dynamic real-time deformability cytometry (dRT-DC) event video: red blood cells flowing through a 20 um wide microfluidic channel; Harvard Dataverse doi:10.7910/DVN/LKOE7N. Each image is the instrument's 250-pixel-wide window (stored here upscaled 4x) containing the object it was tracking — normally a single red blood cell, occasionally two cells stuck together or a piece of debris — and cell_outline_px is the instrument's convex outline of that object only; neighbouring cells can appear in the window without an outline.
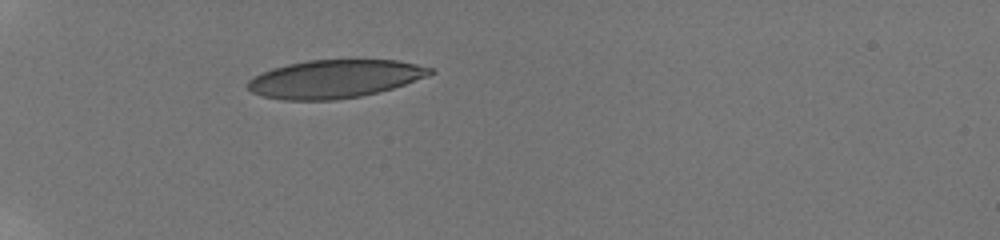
{"species": "human", "species_latin": "Homo sapiens", "temperature_condition": "room temperature", "stored_images_in_passage": 6, "camera_frame_rate_fps": 3000, "um_per_image_px": 0.085, "donor": {"sex": "male"}, "frame": {"image": 1, "passage_image": 1, "time_ms": 0.0, "image_size_px": [1000, 240], "cell_outline_px": [[436, 72], [428, 76], [392, 88], [360, 96], [336, 100], [284, 100], [264, 96], [252, 92], [248, 88], [248, 80], [272, 68], [288, 64], [308, 60], [396, 60], [416, 64], [432, 68]], "centroid_in_image_um": [28.46, 6.7], "position_along_channel_um": 56.5, "area_um2": 40.17}}
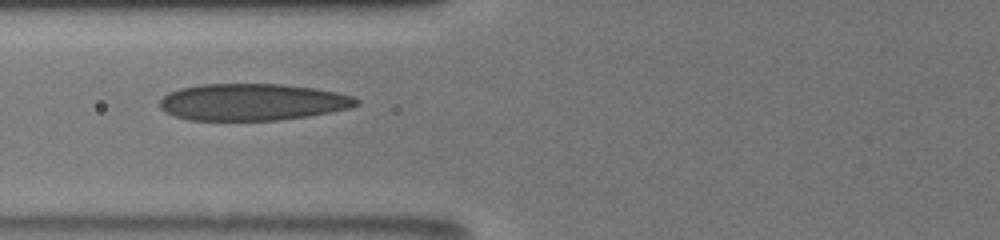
{"frame": {"image": 2, "passage_image": 3, "time_ms": 2.0, "image_size_px": [1000, 240], "cell_outline_px": [[360, 104], [352, 108], [332, 112], [308, 116], [280, 120], [188, 120], [164, 112], [160, 108], [160, 100], [168, 92], [180, 88], [200, 84], [280, 84], [316, 88], [336, 92], [352, 96], [360, 100]], "centroid_in_image_um": [21.48, 8.67], "position_along_channel_um": 104.3, "area_um2": 42.48}}
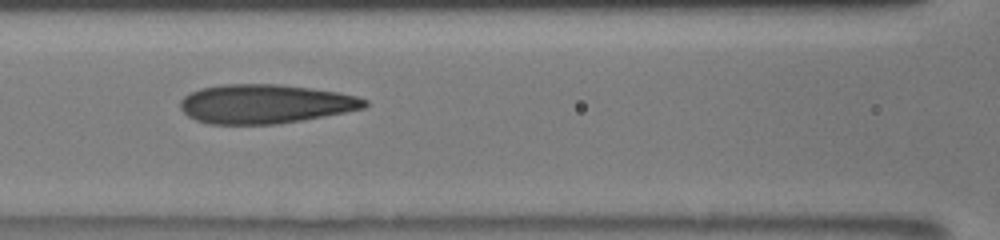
{"frame": {"image": 3, "passage_image": 4, "time_ms": 3.0, "image_size_px": [1000, 240], "cell_outline_px": [[368, 104], [364, 108], [304, 120], [280, 124], [208, 124], [196, 120], [188, 116], [180, 108], [180, 100], [184, 96], [200, 88], [224, 84], [280, 84], [312, 88], [336, 92], [356, 96], [368, 100]], "centroid_in_image_um": [22.53, 8.83], "position_along_channel_um": 144.1, "area_um2": 42.08}}